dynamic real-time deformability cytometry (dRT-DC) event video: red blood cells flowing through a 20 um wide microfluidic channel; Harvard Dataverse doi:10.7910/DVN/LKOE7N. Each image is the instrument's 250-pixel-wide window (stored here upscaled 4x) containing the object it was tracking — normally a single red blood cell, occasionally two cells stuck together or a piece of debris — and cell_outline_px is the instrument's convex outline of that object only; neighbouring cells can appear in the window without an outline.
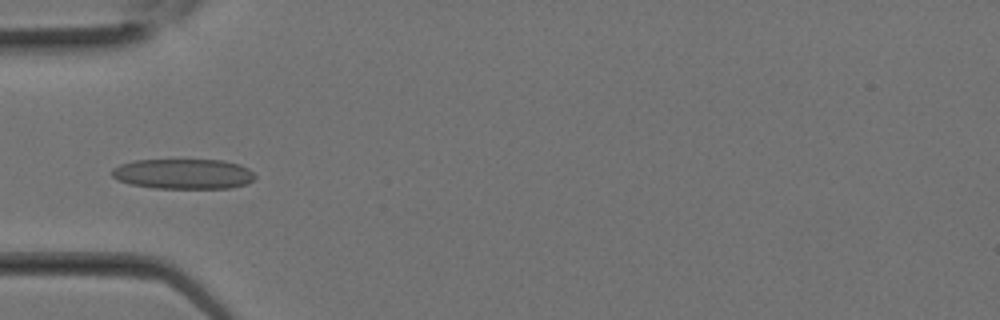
{"species": "Egyptian fruit bat (a non-hibernating species)", "species_latin": "Rousettus aegyptiacus", "temperature_condition": "room temperature", "stored_images_in_passage": 16, "camera_frame_rate_fps": 3000, "um_per_image_px": 0.085, "animal": {"sex": "female"}, "frame": {"image": 1, "passage_image": 8, "time_ms": 2.333, "image_size_px": [1000, 320], "cell_outline_px": [[256, 176], [248, 184], [232, 188], [156, 188], [132, 184], [116, 180], [112, 176], [112, 168], [120, 164], [132, 160], [224, 160], [240, 164], [248, 168]], "centroid_in_image_um": [15.59, 14.78], "position_along_channel_um": 69.4, "area_um2": 25.32}}
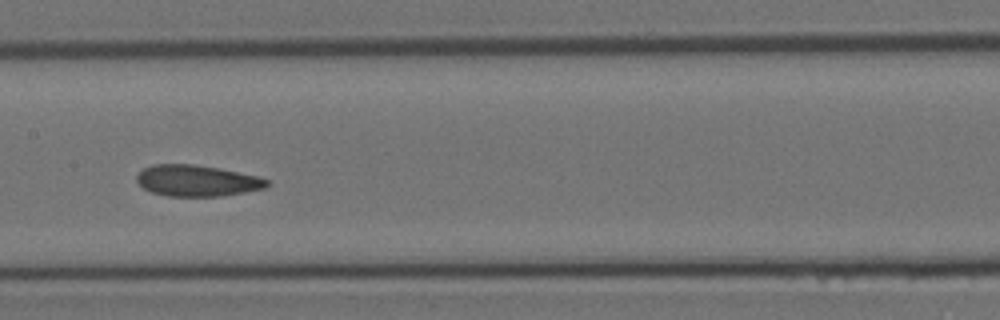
{"frame": {"image": 2, "passage_image": 13, "time_ms": 4.0, "image_size_px": [1000, 320], "cell_outline_px": [[268, 184], [264, 188], [244, 192], [220, 196], [168, 196], [152, 192], [144, 188], [136, 180], [136, 176], [144, 168], [152, 164], [192, 164], [220, 168], [256, 176], [268, 180]], "centroid_in_image_um": [16.71, 15.35], "position_along_channel_um": 190.7, "area_um2": 23.47}}
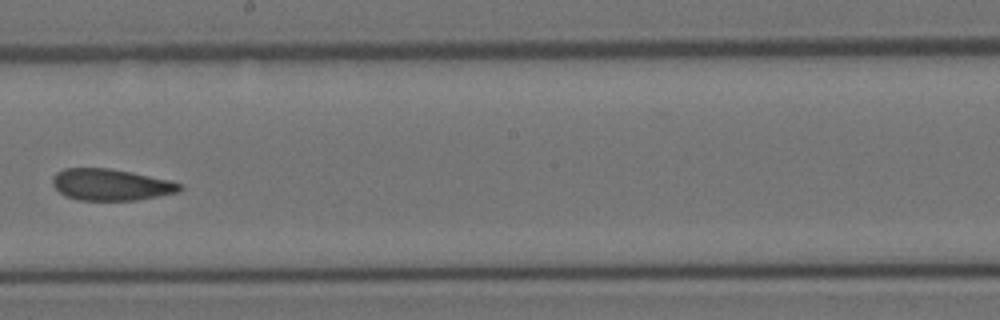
{"frame": {"image": 3, "passage_image": 15, "time_ms": 4.667, "image_size_px": [1000, 320], "cell_outline_px": [[184, 188], [176, 192], [136, 200], [80, 200], [64, 196], [52, 184], [52, 176], [56, 172], [64, 168], [108, 168], [132, 172], [168, 180], [180, 184]], "centroid_in_image_um": [9.36, 15.69], "position_along_channel_um": 238.8, "area_um2": 23.24}}